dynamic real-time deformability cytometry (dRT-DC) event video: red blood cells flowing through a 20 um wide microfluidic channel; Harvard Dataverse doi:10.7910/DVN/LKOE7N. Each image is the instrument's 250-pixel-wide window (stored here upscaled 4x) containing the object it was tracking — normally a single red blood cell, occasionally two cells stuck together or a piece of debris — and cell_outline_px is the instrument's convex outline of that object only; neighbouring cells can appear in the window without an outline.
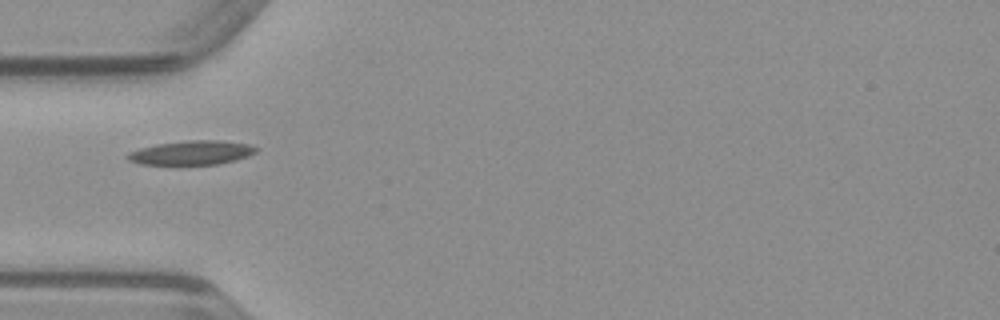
{"species": "common noctule bat (a hibernating species)", "species_latin": "Nyctalus noctula", "temperature_condition": "warm", "stored_images_in_passage": 36, "camera_frame_rate_fps": 3000, "um_per_image_px": 0.085, "animal": {"sex": "male", "body_mass_g": 23.1, "forearm_length_mm": 52.7}, "frame": {"image": 1, "passage_image": 2, "time_ms": 0.333, "image_size_px": [1000, 320], "cell_outline_px": [[260, 148], [256, 152], [248, 156], [236, 160], [220, 164], [180, 168], [176, 168], [140, 164], [128, 160], [124, 156], [128, 152], [140, 148], [156, 144], [188, 140], [220, 140], [248, 144]], "centroid_in_image_um": [16.22, 13.04], "position_along_channel_um": 68.8, "area_um2": 19.36}}
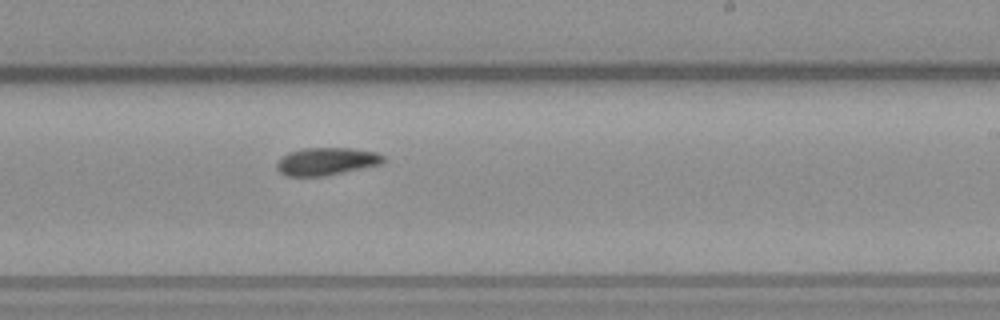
{"frame": {"image": 2, "passage_image": 16, "time_ms": 5.0, "image_size_px": [1000, 320], "cell_outline_px": [[384, 160], [380, 164], [324, 176], [288, 176], [280, 172], [276, 168], [276, 164], [288, 152], [304, 148], [348, 148], [376, 152], [384, 156]], "centroid_in_image_um": [27.73, 13.71], "position_along_channel_um": 261.3, "area_um2": 16.88}}
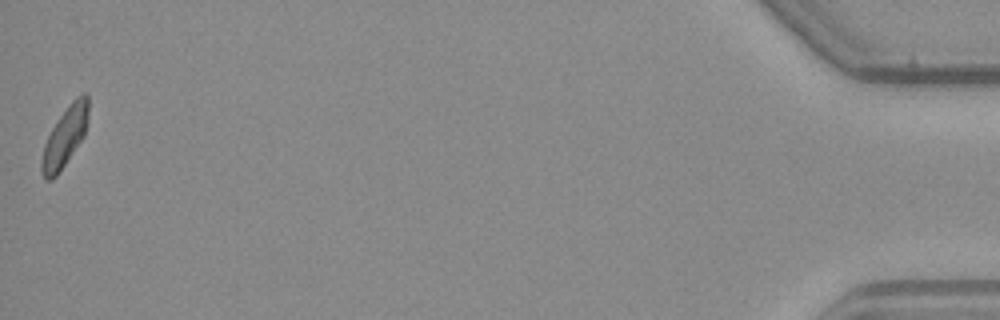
{"frame": {"image": 3, "passage_image": 36, "time_ms": 11.667, "image_size_px": [1000, 320], "cell_outline_px": [[88, 120], [84, 136], [56, 176], [52, 180], [44, 180], [40, 172], [40, 164], [44, 144], [56, 120], [68, 104], [80, 92], [84, 92], [88, 96]], "centroid_in_image_um": [5.5, 11.61], "position_along_channel_um": 429.7, "area_um2": 16.42}}